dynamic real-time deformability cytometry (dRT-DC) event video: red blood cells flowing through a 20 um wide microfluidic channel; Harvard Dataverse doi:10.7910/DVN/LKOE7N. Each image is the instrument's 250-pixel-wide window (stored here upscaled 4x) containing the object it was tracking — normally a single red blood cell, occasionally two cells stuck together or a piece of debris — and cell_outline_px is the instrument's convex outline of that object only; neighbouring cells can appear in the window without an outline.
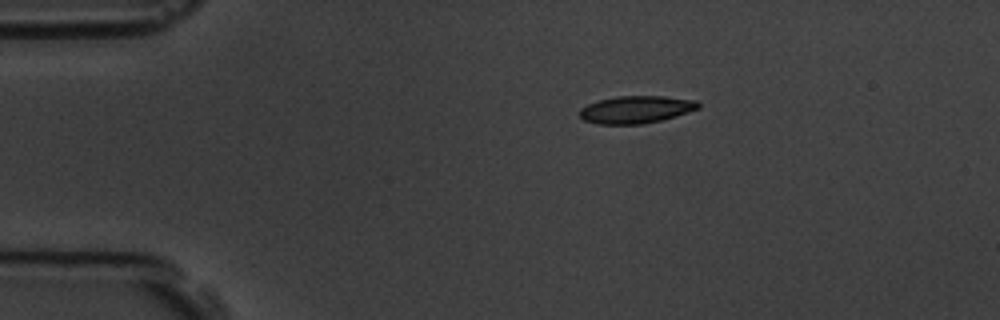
{"species": "common noctule bat (a hibernating species)", "species_latin": "Nyctalus noctula", "temperature_condition": "room temperature", "stored_images_in_passage": 4, "camera_frame_rate_fps": 3000, "um_per_image_px": 0.085, "animal": {"sex": "male", "body_mass_g": 19.5, "forearm_length_mm": 54.6}, "frame": {"image": 1, "passage_image": 1, "time_ms": 0.0, "image_size_px": [1000, 320], "cell_outline_px": [[700, 108], [676, 116], [644, 124], [596, 124], [584, 120], [580, 116], [580, 108], [588, 104], [600, 100], [620, 96], [664, 96], [696, 100], [700, 104]], "centroid_in_image_um": [54.08, 9.31], "position_along_channel_um": 30.9, "area_um2": 18.9}}
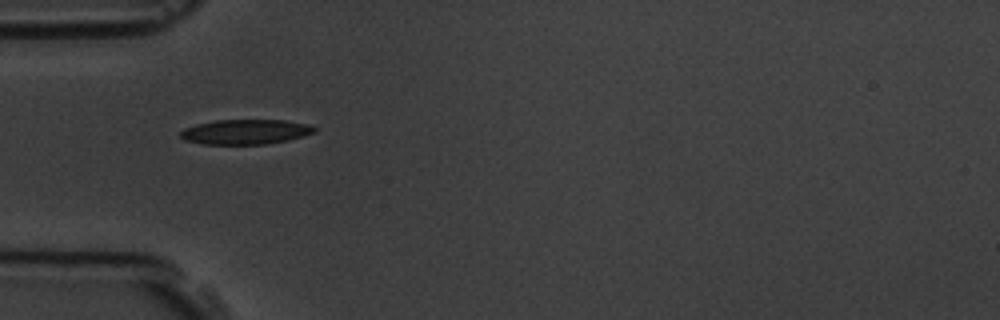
{"frame": {"image": 2, "passage_image": 3, "time_ms": 2.333, "image_size_px": [1000, 320], "cell_outline_px": [[316, 132], [304, 136], [288, 140], [264, 144], [204, 144], [184, 140], [180, 136], [180, 132], [184, 128], [196, 124], [216, 120], [284, 120], [308, 124], [316, 128]], "centroid_in_image_um": [20.87, 11.2], "position_along_channel_um": 64.1, "area_um2": 19.42}}
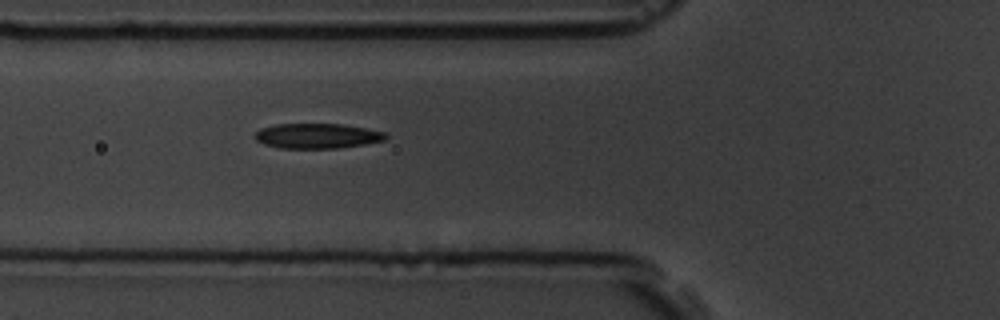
{"frame": {"image": 3, "passage_image": 4, "time_ms": 3.333, "image_size_px": [1000, 320], "cell_outline_px": [[388, 136], [384, 140], [364, 144], [336, 148], [280, 148], [264, 144], [256, 140], [256, 132], [260, 128], [276, 124], [340, 124], [364, 128], [384, 132]], "centroid_in_image_um": [26.94, 11.55], "position_along_channel_um": 98.9, "area_um2": 18.84}}